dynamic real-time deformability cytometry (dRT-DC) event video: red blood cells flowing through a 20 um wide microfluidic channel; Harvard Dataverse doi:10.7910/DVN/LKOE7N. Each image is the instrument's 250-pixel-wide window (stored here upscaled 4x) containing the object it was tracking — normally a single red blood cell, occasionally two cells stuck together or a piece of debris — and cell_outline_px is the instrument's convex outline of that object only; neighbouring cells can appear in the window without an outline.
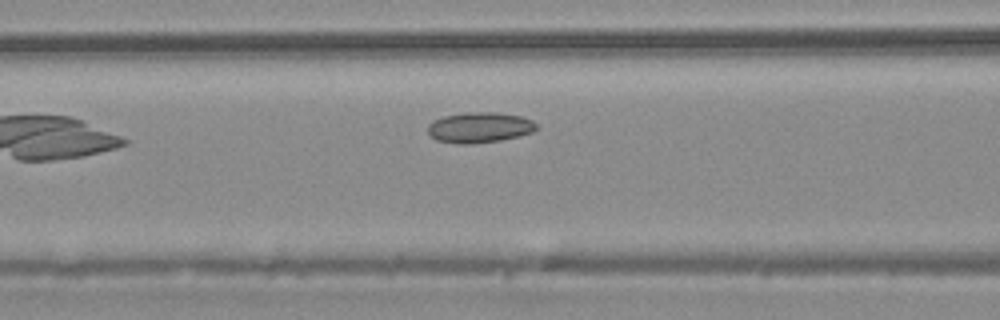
{"species": "common noctule bat (a hibernating species)", "species_latin": "Nyctalus noctula", "temperature_condition": "warm", "stored_images_in_passage": 4, "camera_frame_rate_fps": 3000, "um_per_image_px": 0.085, "animal": {"sex": "male", "body_mass_g": 20.4}, "frame": {"image": 1, "passage_image": 4, "time_ms": 1.0, "image_size_px": [1000, 320], "cell_outline_px": [[536, 132], [500, 140], [472, 144], [460, 144], [436, 140], [428, 132], [428, 124], [432, 120], [444, 116], [464, 112], [496, 112], [524, 116], [532, 120], [536, 124]], "centroid_in_image_um": [40.77, 10.82], "position_along_channel_um": 125.8, "area_um2": 19.54}}